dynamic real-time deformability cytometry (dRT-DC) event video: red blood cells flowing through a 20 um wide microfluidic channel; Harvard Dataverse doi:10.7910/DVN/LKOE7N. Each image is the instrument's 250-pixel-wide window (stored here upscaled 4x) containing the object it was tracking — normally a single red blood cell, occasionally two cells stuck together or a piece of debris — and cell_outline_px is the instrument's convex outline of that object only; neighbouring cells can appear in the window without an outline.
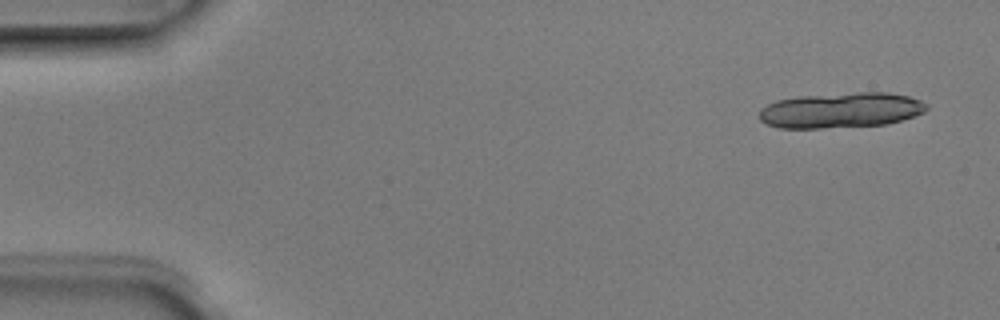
{"species": "Egyptian fruit bat (a non-hibernating species)", "species_latin": "Rousettus aegyptiacus", "temperature_condition": "room temperature", "stored_images_in_passage": 5, "camera_frame_rate_fps": 3000, "um_per_image_px": 0.085, "animal": {"sex": "male"}, "frame": {"image": 1, "passage_image": 1, "time_ms": 0.0, "image_size_px": [1000, 320], "cell_outline_px": [[928, 108], [924, 112], [900, 120], [884, 124], [820, 128], [780, 128], [768, 124], [760, 120], [760, 108], [776, 100], [800, 96], [856, 92], [888, 92], [908, 96], [920, 100], [928, 104]], "centroid_in_image_um": [71.47, 9.36], "position_along_channel_um": 13.5, "area_um2": 34.33}}
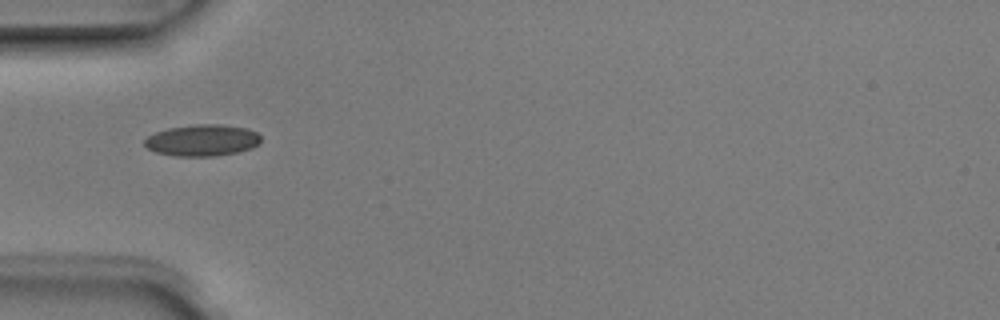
{"frame": {"image": 2, "passage_image": 5, "time_ms": 1.333, "image_size_px": [1000, 320], "cell_outline_px": [[260, 144], [252, 148], [236, 152], [216, 156], [176, 156], [156, 152], [148, 148], [144, 144], [144, 140], [148, 136], [156, 132], [168, 128], [196, 124], [220, 124], [248, 128], [256, 132], [260, 136]], "centroid_in_image_um": [17.21, 11.92], "position_along_channel_um": 67.8, "area_um2": 21.39}}